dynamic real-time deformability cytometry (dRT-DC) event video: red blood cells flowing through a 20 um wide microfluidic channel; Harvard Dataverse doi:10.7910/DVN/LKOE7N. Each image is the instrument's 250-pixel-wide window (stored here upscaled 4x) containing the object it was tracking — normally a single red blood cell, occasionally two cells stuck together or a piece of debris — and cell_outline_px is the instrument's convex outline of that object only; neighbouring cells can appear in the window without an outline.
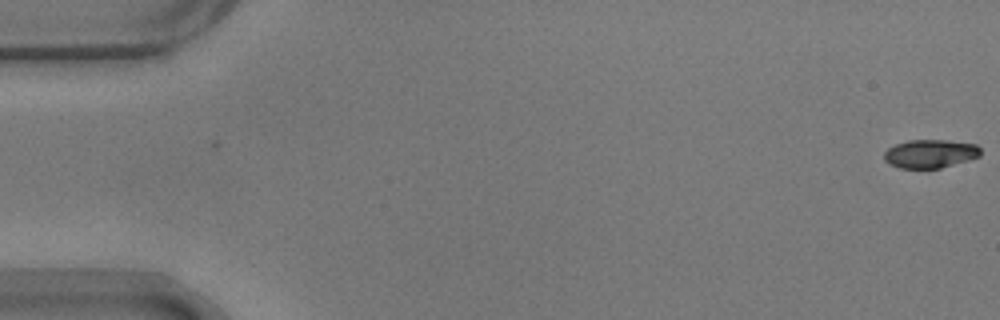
{"species": "common noctule bat (a hibernating species)", "species_latin": "Nyctalus noctula", "temperature_condition": "warm", "stored_images_in_passage": 3, "camera_frame_rate_fps": 3000, "um_per_image_px": 0.085, "animal": {"sex": "male", "body_mass_g": 17.9}, "frame": {"image": 1, "passage_image": 3, "time_ms": 0.667, "image_size_px": [1000, 320], "cell_outline_px": [[980, 156], [968, 160], [940, 168], [900, 168], [888, 164], [884, 160], [884, 152], [888, 148], [896, 144], [908, 140], [948, 140], [976, 144], [980, 148]], "centroid_in_image_um": [79.05, 13.06], "position_along_channel_um": 6.0, "area_um2": 16.01}}